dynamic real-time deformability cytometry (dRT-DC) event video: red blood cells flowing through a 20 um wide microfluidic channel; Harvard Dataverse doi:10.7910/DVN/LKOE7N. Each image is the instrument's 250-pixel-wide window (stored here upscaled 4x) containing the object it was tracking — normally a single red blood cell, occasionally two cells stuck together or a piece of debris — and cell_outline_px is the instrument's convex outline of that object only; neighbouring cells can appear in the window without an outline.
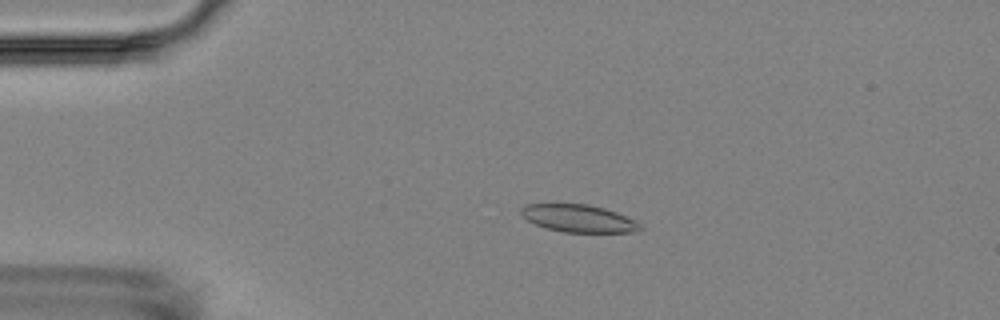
{"species": "Egyptian fruit bat (a non-hibernating species)", "species_latin": "Rousettus aegyptiacus", "temperature_condition": "room temperature", "stored_images_in_passage": 3, "camera_frame_rate_fps": 3000, "um_per_image_px": 0.085, "animal": {"sex": "female"}, "frame": {"image": 1, "passage_image": 2, "time_ms": 1.333, "image_size_px": [1000, 320], "cell_outline_px": [[644, 228], [636, 232], [564, 232], [548, 228], [536, 224], [528, 220], [520, 212], [520, 208], [524, 204], [588, 204], [604, 208], [616, 212], [640, 224]], "centroid_in_image_um": [49.18, 18.56], "position_along_channel_um": 35.8, "area_um2": 18.84}}